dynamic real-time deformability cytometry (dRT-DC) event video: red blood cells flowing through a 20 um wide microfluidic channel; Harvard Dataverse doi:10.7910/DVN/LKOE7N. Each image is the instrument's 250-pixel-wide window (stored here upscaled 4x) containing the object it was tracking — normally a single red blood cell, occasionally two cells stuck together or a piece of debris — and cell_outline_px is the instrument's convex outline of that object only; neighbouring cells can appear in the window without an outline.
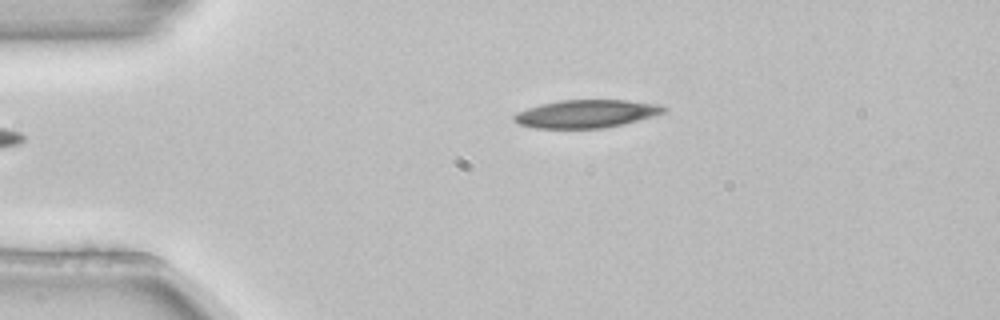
{"species": "common noctule bat (a hibernating species)", "species_latin": "Nyctalus noctula", "temperature_condition": "room temperature", "stored_images_in_passage": 2, "camera_frame_rate_fps": 3000, "um_per_image_px": 0.085, "animal": {"sex": "female", "body_mass_g": 22.7, "forearm_length_mm": 54.2}, "frame": {"image": 1, "passage_image": 2, "time_ms": 0.333, "image_size_px": [1000, 320], "cell_outline_px": [[668, 108], [664, 112], [652, 116], [624, 124], [604, 128], [536, 128], [516, 124], [512, 120], [512, 116], [516, 112], [540, 104], [560, 100], [628, 100], [660, 104]], "centroid_in_image_um": [49.8, 9.67], "position_along_channel_um": 35.2, "area_um2": 24.57}}